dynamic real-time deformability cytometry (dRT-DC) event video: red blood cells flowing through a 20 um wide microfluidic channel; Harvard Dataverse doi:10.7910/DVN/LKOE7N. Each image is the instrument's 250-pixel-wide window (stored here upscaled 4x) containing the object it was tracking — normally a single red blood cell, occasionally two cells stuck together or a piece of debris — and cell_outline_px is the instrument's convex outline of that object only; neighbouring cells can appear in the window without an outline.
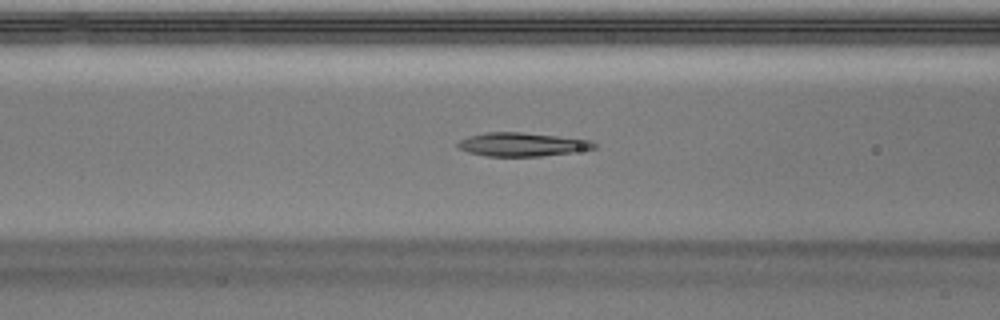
{"species": "Egyptian fruit bat (a non-hibernating species)", "species_latin": "Rousettus aegyptiacus", "temperature_condition": "warm", "stored_images_in_passage": 37, "segment_of_instrument_passage": [1, 2], "camera_frame_rate_fps": 3000, "um_per_image_px": 0.085, "animal": {"sex": "male"}, "frame": {"image": 1, "passage_image": 6, "time_ms": 1.667, "image_size_px": [1000, 320], "cell_outline_px": [[596, 148], [572, 152], [540, 156], [484, 156], [468, 152], [460, 148], [456, 144], [460, 140], [468, 136], [484, 132], [520, 132], [592, 140], [596, 144]], "centroid_in_image_um": [44.35, 12.27], "position_along_channel_um": 122.2, "area_um2": 18.67}}
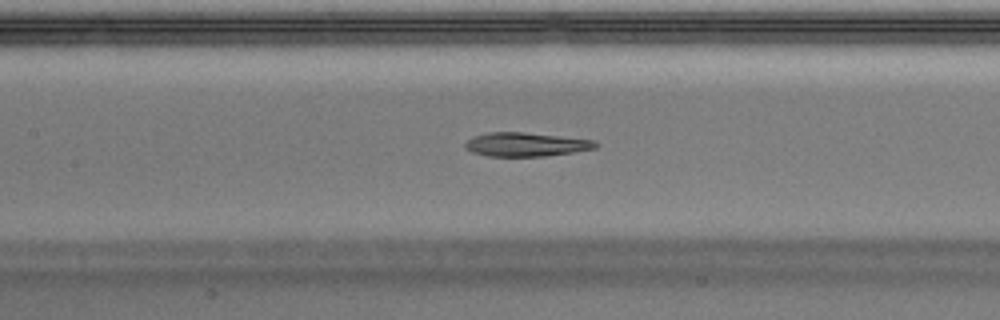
{"frame": {"image": 2, "passage_image": 9, "time_ms": 2.667, "image_size_px": [1000, 320], "cell_outline_px": [[600, 144], [596, 148], [572, 152], [544, 156], [488, 156], [472, 152], [464, 148], [464, 144], [472, 136], [488, 132], [524, 132], [596, 140]], "centroid_in_image_um": [44.7, 12.27], "position_along_channel_um": 162.7, "area_um2": 18.21}}
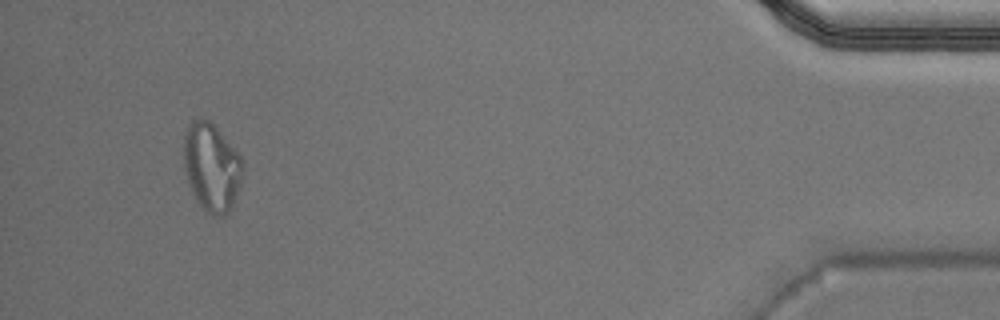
{"frame": {"image": 3, "passage_image": 33, "time_ms": 10.667, "image_size_px": [1000, 320], "cell_outline_px": [[244, 172], [232, 208], [224, 216], [220, 216], [208, 212], [196, 200], [188, 184], [184, 168], [184, 132], [188, 124], [192, 120], [208, 120], [216, 128], [240, 156], [244, 164]], "centroid_in_image_um": [17.98, 14.22], "position_along_channel_um": 417.2, "area_um2": 30.06}}